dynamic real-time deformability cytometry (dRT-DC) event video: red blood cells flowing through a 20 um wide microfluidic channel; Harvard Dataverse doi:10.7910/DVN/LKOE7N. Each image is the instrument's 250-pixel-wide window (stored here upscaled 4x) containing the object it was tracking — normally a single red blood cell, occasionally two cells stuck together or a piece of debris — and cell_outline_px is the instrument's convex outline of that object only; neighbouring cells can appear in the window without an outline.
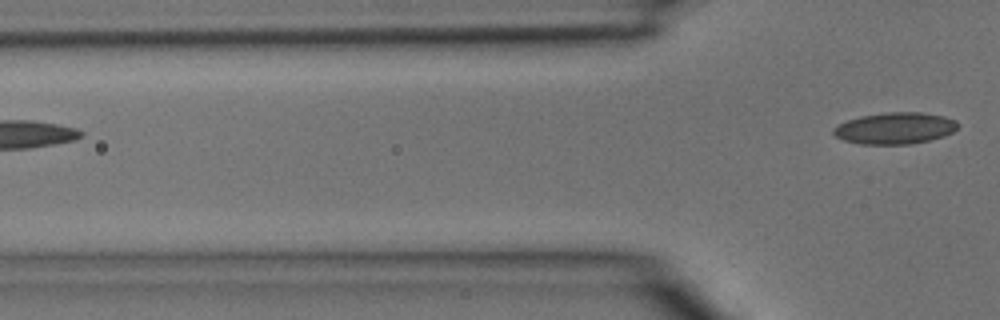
{"species": "common noctule bat (a hibernating species)", "species_latin": "Nyctalus noctula", "temperature_condition": "room temperature", "stored_images_in_passage": 3, "camera_frame_rate_fps": 3000, "um_per_image_px": 0.085, "animal": {"sex": "male", "body_mass_g": 15.6}, "frame": {"image": 1, "passage_image": 3, "time_ms": 0.667, "image_size_px": [1000, 320], "cell_outline_px": [[960, 124], [952, 132], [944, 136], [928, 140], [908, 144], [860, 144], [844, 140], [836, 136], [832, 132], [832, 128], [848, 120], [860, 116], [884, 112], [924, 112], [944, 116], [956, 120]], "centroid_in_image_um": [76.08, 10.89], "position_along_channel_um": 49.7, "area_um2": 22.89}}